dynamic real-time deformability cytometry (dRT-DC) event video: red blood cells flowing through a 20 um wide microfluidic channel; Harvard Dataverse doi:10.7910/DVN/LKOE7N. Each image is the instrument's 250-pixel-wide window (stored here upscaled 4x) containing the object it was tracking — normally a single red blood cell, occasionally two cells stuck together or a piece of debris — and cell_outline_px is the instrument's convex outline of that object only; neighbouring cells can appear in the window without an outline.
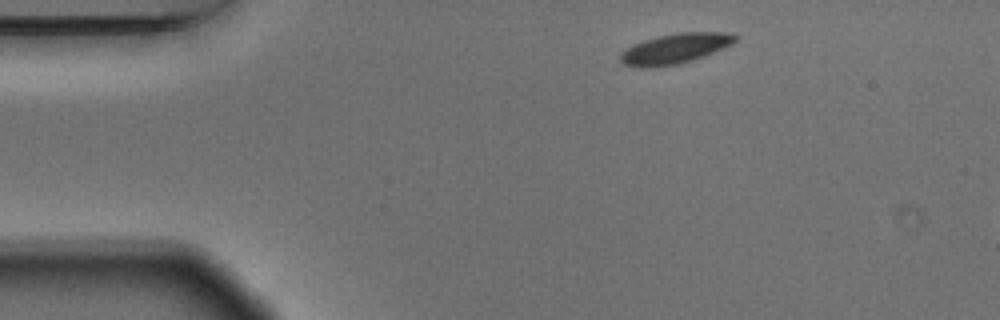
{"species": "Egyptian fruit bat (a non-hibernating species)", "species_latin": "Rousettus aegyptiacus", "temperature_condition": "warm", "stored_images_in_passage": 3, "camera_frame_rate_fps": 3000, "um_per_image_px": 0.085, "animal": {"sex": "male"}, "frame": {"image": 1, "passage_image": 1, "time_ms": 0.0, "image_size_px": [1000, 320], "cell_outline_px": [[736, 40], [732, 44], [704, 56], [692, 60], [676, 64], [648, 68], [640, 68], [624, 64], [620, 60], [620, 52], [632, 44], [656, 36], [680, 32], [724, 32], [736, 36]], "centroid_in_image_um": [57.33, 4.13], "position_along_channel_um": 27.7, "area_um2": 20.11}}